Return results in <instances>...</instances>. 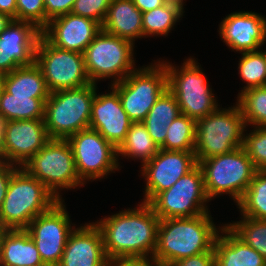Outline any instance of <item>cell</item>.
Instances as JSON below:
<instances>
[{
  "label": "cell",
  "instance_id": "6da1fadb",
  "mask_svg": "<svg viewBox=\"0 0 266 266\" xmlns=\"http://www.w3.org/2000/svg\"><path fill=\"white\" fill-rule=\"evenodd\" d=\"M138 206L119 211L95 223L101 230L108 260H152L160 218L148 203L142 202Z\"/></svg>",
  "mask_w": 266,
  "mask_h": 266
},
{
  "label": "cell",
  "instance_id": "7a4b0ae2",
  "mask_svg": "<svg viewBox=\"0 0 266 266\" xmlns=\"http://www.w3.org/2000/svg\"><path fill=\"white\" fill-rule=\"evenodd\" d=\"M210 213L194 217L160 219L157 245L152 261L158 266H168L182 258L214 250L220 234Z\"/></svg>",
  "mask_w": 266,
  "mask_h": 266
},
{
  "label": "cell",
  "instance_id": "3957f363",
  "mask_svg": "<svg viewBox=\"0 0 266 266\" xmlns=\"http://www.w3.org/2000/svg\"><path fill=\"white\" fill-rule=\"evenodd\" d=\"M58 201L43 183L19 167L12 174L0 208L1 223L6 229H25Z\"/></svg>",
  "mask_w": 266,
  "mask_h": 266
},
{
  "label": "cell",
  "instance_id": "277c9868",
  "mask_svg": "<svg viewBox=\"0 0 266 266\" xmlns=\"http://www.w3.org/2000/svg\"><path fill=\"white\" fill-rule=\"evenodd\" d=\"M97 84L91 83L50 93L45 102L44 124L50 139H68L89 128Z\"/></svg>",
  "mask_w": 266,
  "mask_h": 266
},
{
  "label": "cell",
  "instance_id": "5b68a950",
  "mask_svg": "<svg viewBox=\"0 0 266 266\" xmlns=\"http://www.w3.org/2000/svg\"><path fill=\"white\" fill-rule=\"evenodd\" d=\"M245 128L237 102L228 109L217 107L209 115L196 120L194 154L197 163L243 147Z\"/></svg>",
  "mask_w": 266,
  "mask_h": 266
},
{
  "label": "cell",
  "instance_id": "8992f818",
  "mask_svg": "<svg viewBox=\"0 0 266 266\" xmlns=\"http://www.w3.org/2000/svg\"><path fill=\"white\" fill-rule=\"evenodd\" d=\"M204 187L207 197L230 194L236 205L244 196L256 172L255 167L243 147L201 160Z\"/></svg>",
  "mask_w": 266,
  "mask_h": 266
},
{
  "label": "cell",
  "instance_id": "52a82bcc",
  "mask_svg": "<svg viewBox=\"0 0 266 266\" xmlns=\"http://www.w3.org/2000/svg\"><path fill=\"white\" fill-rule=\"evenodd\" d=\"M196 62L193 58H188L181 68H177L170 62L162 61L167 72V89L177 99L181 113L195 121L218 107L202 67L199 68Z\"/></svg>",
  "mask_w": 266,
  "mask_h": 266
},
{
  "label": "cell",
  "instance_id": "ba28073f",
  "mask_svg": "<svg viewBox=\"0 0 266 266\" xmlns=\"http://www.w3.org/2000/svg\"><path fill=\"white\" fill-rule=\"evenodd\" d=\"M22 167L59 200H62L59 189L84 185L78 177L73 150L67 139H50Z\"/></svg>",
  "mask_w": 266,
  "mask_h": 266
},
{
  "label": "cell",
  "instance_id": "9c48e42d",
  "mask_svg": "<svg viewBox=\"0 0 266 266\" xmlns=\"http://www.w3.org/2000/svg\"><path fill=\"white\" fill-rule=\"evenodd\" d=\"M134 45L131 41L101 31L86 47L85 70L91 83L114 78L111 84L124 80L134 71Z\"/></svg>",
  "mask_w": 266,
  "mask_h": 266
},
{
  "label": "cell",
  "instance_id": "30bf717a",
  "mask_svg": "<svg viewBox=\"0 0 266 266\" xmlns=\"http://www.w3.org/2000/svg\"><path fill=\"white\" fill-rule=\"evenodd\" d=\"M133 123L143 122L156 100L167 89V72L162 62L136 68L121 82L111 84Z\"/></svg>",
  "mask_w": 266,
  "mask_h": 266
},
{
  "label": "cell",
  "instance_id": "8fae6325",
  "mask_svg": "<svg viewBox=\"0 0 266 266\" xmlns=\"http://www.w3.org/2000/svg\"><path fill=\"white\" fill-rule=\"evenodd\" d=\"M35 63L51 93L91 84L85 70L84 54L57 48L42 34L36 45Z\"/></svg>",
  "mask_w": 266,
  "mask_h": 266
},
{
  "label": "cell",
  "instance_id": "7c38bea8",
  "mask_svg": "<svg viewBox=\"0 0 266 266\" xmlns=\"http://www.w3.org/2000/svg\"><path fill=\"white\" fill-rule=\"evenodd\" d=\"M202 169L197 165L171 188L157 194L148 204L160 219L194 217L209 213Z\"/></svg>",
  "mask_w": 266,
  "mask_h": 266
},
{
  "label": "cell",
  "instance_id": "4fadbf2b",
  "mask_svg": "<svg viewBox=\"0 0 266 266\" xmlns=\"http://www.w3.org/2000/svg\"><path fill=\"white\" fill-rule=\"evenodd\" d=\"M67 140L73 150L78 177L84 184L86 180L101 179L119 170L117 148L98 131L84 129Z\"/></svg>",
  "mask_w": 266,
  "mask_h": 266
},
{
  "label": "cell",
  "instance_id": "5bb4252c",
  "mask_svg": "<svg viewBox=\"0 0 266 266\" xmlns=\"http://www.w3.org/2000/svg\"><path fill=\"white\" fill-rule=\"evenodd\" d=\"M58 201L51 209L34 218L25 228L39 251L46 266H57L61 260L71 227L70 216L63 204Z\"/></svg>",
  "mask_w": 266,
  "mask_h": 266
},
{
  "label": "cell",
  "instance_id": "9a60e30c",
  "mask_svg": "<svg viewBox=\"0 0 266 266\" xmlns=\"http://www.w3.org/2000/svg\"><path fill=\"white\" fill-rule=\"evenodd\" d=\"M198 165L194 152L159 149L158 153L142 165L146 181L144 203H149L157 194L169 189L179 178Z\"/></svg>",
  "mask_w": 266,
  "mask_h": 266
},
{
  "label": "cell",
  "instance_id": "2e32d148",
  "mask_svg": "<svg viewBox=\"0 0 266 266\" xmlns=\"http://www.w3.org/2000/svg\"><path fill=\"white\" fill-rule=\"evenodd\" d=\"M49 140L44 119L7 121L1 138L0 160L22 167Z\"/></svg>",
  "mask_w": 266,
  "mask_h": 266
},
{
  "label": "cell",
  "instance_id": "e0dca14e",
  "mask_svg": "<svg viewBox=\"0 0 266 266\" xmlns=\"http://www.w3.org/2000/svg\"><path fill=\"white\" fill-rule=\"evenodd\" d=\"M101 29L93 19L68 13L51 19L41 34L57 48L83 54Z\"/></svg>",
  "mask_w": 266,
  "mask_h": 266
},
{
  "label": "cell",
  "instance_id": "ac0fdd59",
  "mask_svg": "<svg viewBox=\"0 0 266 266\" xmlns=\"http://www.w3.org/2000/svg\"><path fill=\"white\" fill-rule=\"evenodd\" d=\"M223 42L236 52L258 51L266 41V18L254 12H234L219 25Z\"/></svg>",
  "mask_w": 266,
  "mask_h": 266
},
{
  "label": "cell",
  "instance_id": "d6986e66",
  "mask_svg": "<svg viewBox=\"0 0 266 266\" xmlns=\"http://www.w3.org/2000/svg\"><path fill=\"white\" fill-rule=\"evenodd\" d=\"M95 93L92 102L89 128L98 131L108 142L118 148L125 140L126 134L133 123L122 107L118 93Z\"/></svg>",
  "mask_w": 266,
  "mask_h": 266
},
{
  "label": "cell",
  "instance_id": "ffe728a7",
  "mask_svg": "<svg viewBox=\"0 0 266 266\" xmlns=\"http://www.w3.org/2000/svg\"><path fill=\"white\" fill-rule=\"evenodd\" d=\"M108 261L101 230L92 222L72 231L57 266H107Z\"/></svg>",
  "mask_w": 266,
  "mask_h": 266
},
{
  "label": "cell",
  "instance_id": "44dd1931",
  "mask_svg": "<svg viewBox=\"0 0 266 266\" xmlns=\"http://www.w3.org/2000/svg\"><path fill=\"white\" fill-rule=\"evenodd\" d=\"M41 30L26 21L13 22L0 34L1 55L18 66L35 62V50Z\"/></svg>",
  "mask_w": 266,
  "mask_h": 266
},
{
  "label": "cell",
  "instance_id": "7402d4cb",
  "mask_svg": "<svg viewBox=\"0 0 266 266\" xmlns=\"http://www.w3.org/2000/svg\"><path fill=\"white\" fill-rule=\"evenodd\" d=\"M215 240V266H266V260L226 224ZM225 234V235H224Z\"/></svg>",
  "mask_w": 266,
  "mask_h": 266
},
{
  "label": "cell",
  "instance_id": "603a6c76",
  "mask_svg": "<svg viewBox=\"0 0 266 266\" xmlns=\"http://www.w3.org/2000/svg\"><path fill=\"white\" fill-rule=\"evenodd\" d=\"M108 34L134 41L143 38L142 12L132 0H112L102 24Z\"/></svg>",
  "mask_w": 266,
  "mask_h": 266
},
{
  "label": "cell",
  "instance_id": "cb8c5ba5",
  "mask_svg": "<svg viewBox=\"0 0 266 266\" xmlns=\"http://www.w3.org/2000/svg\"><path fill=\"white\" fill-rule=\"evenodd\" d=\"M2 266H46L25 229H6L0 239Z\"/></svg>",
  "mask_w": 266,
  "mask_h": 266
},
{
  "label": "cell",
  "instance_id": "d4e9b609",
  "mask_svg": "<svg viewBox=\"0 0 266 266\" xmlns=\"http://www.w3.org/2000/svg\"><path fill=\"white\" fill-rule=\"evenodd\" d=\"M3 89L14 96H32V98H48L51 93L40 67L35 62L19 66L7 73Z\"/></svg>",
  "mask_w": 266,
  "mask_h": 266
},
{
  "label": "cell",
  "instance_id": "484cf974",
  "mask_svg": "<svg viewBox=\"0 0 266 266\" xmlns=\"http://www.w3.org/2000/svg\"><path fill=\"white\" fill-rule=\"evenodd\" d=\"M181 114L177 99L166 89L150 109L143 124L153 141L160 147L166 139L168 126Z\"/></svg>",
  "mask_w": 266,
  "mask_h": 266
},
{
  "label": "cell",
  "instance_id": "4316f807",
  "mask_svg": "<svg viewBox=\"0 0 266 266\" xmlns=\"http://www.w3.org/2000/svg\"><path fill=\"white\" fill-rule=\"evenodd\" d=\"M158 145L149 135L143 122L132 123L125 140L117 148V157L120 155L128 158L142 160V165L151 160L159 151Z\"/></svg>",
  "mask_w": 266,
  "mask_h": 266
},
{
  "label": "cell",
  "instance_id": "83f0119b",
  "mask_svg": "<svg viewBox=\"0 0 266 266\" xmlns=\"http://www.w3.org/2000/svg\"><path fill=\"white\" fill-rule=\"evenodd\" d=\"M48 98L14 96L4 89L1 97V116L7 121L44 119L45 102Z\"/></svg>",
  "mask_w": 266,
  "mask_h": 266
},
{
  "label": "cell",
  "instance_id": "f1b7e54d",
  "mask_svg": "<svg viewBox=\"0 0 266 266\" xmlns=\"http://www.w3.org/2000/svg\"><path fill=\"white\" fill-rule=\"evenodd\" d=\"M184 8L180 4L167 2L165 5L142 13L143 37L166 36L176 22L182 18Z\"/></svg>",
  "mask_w": 266,
  "mask_h": 266
},
{
  "label": "cell",
  "instance_id": "f546056e",
  "mask_svg": "<svg viewBox=\"0 0 266 266\" xmlns=\"http://www.w3.org/2000/svg\"><path fill=\"white\" fill-rule=\"evenodd\" d=\"M237 207L242 216L266 220V171L256 170Z\"/></svg>",
  "mask_w": 266,
  "mask_h": 266
},
{
  "label": "cell",
  "instance_id": "4dcf8cb0",
  "mask_svg": "<svg viewBox=\"0 0 266 266\" xmlns=\"http://www.w3.org/2000/svg\"><path fill=\"white\" fill-rule=\"evenodd\" d=\"M196 121L184 114L178 115L168 126L162 150L194 152Z\"/></svg>",
  "mask_w": 266,
  "mask_h": 266
},
{
  "label": "cell",
  "instance_id": "1f68e13d",
  "mask_svg": "<svg viewBox=\"0 0 266 266\" xmlns=\"http://www.w3.org/2000/svg\"><path fill=\"white\" fill-rule=\"evenodd\" d=\"M238 94L237 104L246 126L266 127V86L250 88Z\"/></svg>",
  "mask_w": 266,
  "mask_h": 266
},
{
  "label": "cell",
  "instance_id": "d6a6232c",
  "mask_svg": "<svg viewBox=\"0 0 266 266\" xmlns=\"http://www.w3.org/2000/svg\"><path fill=\"white\" fill-rule=\"evenodd\" d=\"M239 74L246 86L241 92L254 87L266 86V50L241 52Z\"/></svg>",
  "mask_w": 266,
  "mask_h": 266
},
{
  "label": "cell",
  "instance_id": "836d02e7",
  "mask_svg": "<svg viewBox=\"0 0 266 266\" xmlns=\"http://www.w3.org/2000/svg\"><path fill=\"white\" fill-rule=\"evenodd\" d=\"M242 217L243 220L226 225L266 260V220Z\"/></svg>",
  "mask_w": 266,
  "mask_h": 266
},
{
  "label": "cell",
  "instance_id": "e575fe53",
  "mask_svg": "<svg viewBox=\"0 0 266 266\" xmlns=\"http://www.w3.org/2000/svg\"><path fill=\"white\" fill-rule=\"evenodd\" d=\"M244 133L243 148L256 170L266 171V127H254Z\"/></svg>",
  "mask_w": 266,
  "mask_h": 266
},
{
  "label": "cell",
  "instance_id": "d590c367",
  "mask_svg": "<svg viewBox=\"0 0 266 266\" xmlns=\"http://www.w3.org/2000/svg\"><path fill=\"white\" fill-rule=\"evenodd\" d=\"M17 21L34 24L39 30L45 28L44 0H16Z\"/></svg>",
  "mask_w": 266,
  "mask_h": 266
},
{
  "label": "cell",
  "instance_id": "8d00e7d4",
  "mask_svg": "<svg viewBox=\"0 0 266 266\" xmlns=\"http://www.w3.org/2000/svg\"><path fill=\"white\" fill-rule=\"evenodd\" d=\"M112 0H75L72 14L95 20L101 26Z\"/></svg>",
  "mask_w": 266,
  "mask_h": 266
},
{
  "label": "cell",
  "instance_id": "74e56055",
  "mask_svg": "<svg viewBox=\"0 0 266 266\" xmlns=\"http://www.w3.org/2000/svg\"><path fill=\"white\" fill-rule=\"evenodd\" d=\"M75 0H44L45 27L55 17L71 13Z\"/></svg>",
  "mask_w": 266,
  "mask_h": 266
},
{
  "label": "cell",
  "instance_id": "f35d334b",
  "mask_svg": "<svg viewBox=\"0 0 266 266\" xmlns=\"http://www.w3.org/2000/svg\"><path fill=\"white\" fill-rule=\"evenodd\" d=\"M168 266H215V252L210 250L199 255L182 258Z\"/></svg>",
  "mask_w": 266,
  "mask_h": 266
},
{
  "label": "cell",
  "instance_id": "ab89813d",
  "mask_svg": "<svg viewBox=\"0 0 266 266\" xmlns=\"http://www.w3.org/2000/svg\"><path fill=\"white\" fill-rule=\"evenodd\" d=\"M15 166V167H14ZM19 168V166L4 162L0 160V208L5 199L7 188L11 180L12 174Z\"/></svg>",
  "mask_w": 266,
  "mask_h": 266
},
{
  "label": "cell",
  "instance_id": "60d3db41",
  "mask_svg": "<svg viewBox=\"0 0 266 266\" xmlns=\"http://www.w3.org/2000/svg\"><path fill=\"white\" fill-rule=\"evenodd\" d=\"M107 266H158L148 259H115L109 260Z\"/></svg>",
  "mask_w": 266,
  "mask_h": 266
},
{
  "label": "cell",
  "instance_id": "b9f144b4",
  "mask_svg": "<svg viewBox=\"0 0 266 266\" xmlns=\"http://www.w3.org/2000/svg\"><path fill=\"white\" fill-rule=\"evenodd\" d=\"M134 5L143 13L165 5L167 0H132Z\"/></svg>",
  "mask_w": 266,
  "mask_h": 266
},
{
  "label": "cell",
  "instance_id": "7bdbcfd3",
  "mask_svg": "<svg viewBox=\"0 0 266 266\" xmlns=\"http://www.w3.org/2000/svg\"><path fill=\"white\" fill-rule=\"evenodd\" d=\"M0 12L9 15L14 20H17L16 0H0Z\"/></svg>",
  "mask_w": 266,
  "mask_h": 266
},
{
  "label": "cell",
  "instance_id": "ee69618b",
  "mask_svg": "<svg viewBox=\"0 0 266 266\" xmlns=\"http://www.w3.org/2000/svg\"><path fill=\"white\" fill-rule=\"evenodd\" d=\"M0 48V70L5 74L12 72L14 69L19 67L12 59H6L3 55H1Z\"/></svg>",
  "mask_w": 266,
  "mask_h": 266
},
{
  "label": "cell",
  "instance_id": "f6af8a7d",
  "mask_svg": "<svg viewBox=\"0 0 266 266\" xmlns=\"http://www.w3.org/2000/svg\"><path fill=\"white\" fill-rule=\"evenodd\" d=\"M13 18L0 12V34L13 22Z\"/></svg>",
  "mask_w": 266,
  "mask_h": 266
},
{
  "label": "cell",
  "instance_id": "bcb514c9",
  "mask_svg": "<svg viewBox=\"0 0 266 266\" xmlns=\"http://www.w3.org/2000/svg\"><path fill=\"white\" fill-rule=\"evenodd\" d=\"M7 120L0 115V150H1V138L4 134L5 128H6Z\"/></svg>",
  "mask_w": 266,
  "mask_h": 266
},
{
  "label": "cell",
  "instance_id": "7dc6e473",
  "mask_svg": "<svg viewBox=\"0 0 266 266\" xmlns=\"http://www.w3.org/2000/svg\"><path fill=\"white\" fill-rule=\"evenodd\" d=\"M5 75L6 74L0 70V91H3Z\"/></svg>",
  "mask_w": 266,
  "mask_h": 266
},
{
  "label": "cell",
  "instance_id": "c3c4849f",
  "mask_svg": "<svg viewBox=\"0 0 266 266\" xmlns=\"http://www.w3.org/2000/svg\"><path fill=\"white\" fill-rule=\"evenodd\" d=\"M5 230H6V228L2 225L1 220H0V239L3 235V233L5 232Z\"/></svg>",
  "mask_w": 266,
  "mask_h": 266
},
{
  "label": "cell",
  "instance_id": "681fc988",
  "mask_svg": "<svg viewBox=\"0 0 266 266\" xmlns=\"http://www.w3.org/2000/svg\"><path fill=\"white\" fill-rule=\"evenodd\" d=\"M168 2H173V3H177L180 4L181 6L184 5V1L183 0H167Z\"/></svg>",
  "mask_w": 266,
  "mask_h": 266
},
{
  "label": "cell",
  "instance_id": "f907efd6",
  "mask_svg": "<svg viewBox=\"0 0 266 266\" xmlns=\"http://www.w3.org/2000/svg\"><path fill=\"white\" fill-rule=\"evenodd\" d=\"M2 91H0V103H1ZM0 115H1V105H0Z\"/></svg>",
  "mask_w": 266,
  "mask_h": 266
}]
</instances>
